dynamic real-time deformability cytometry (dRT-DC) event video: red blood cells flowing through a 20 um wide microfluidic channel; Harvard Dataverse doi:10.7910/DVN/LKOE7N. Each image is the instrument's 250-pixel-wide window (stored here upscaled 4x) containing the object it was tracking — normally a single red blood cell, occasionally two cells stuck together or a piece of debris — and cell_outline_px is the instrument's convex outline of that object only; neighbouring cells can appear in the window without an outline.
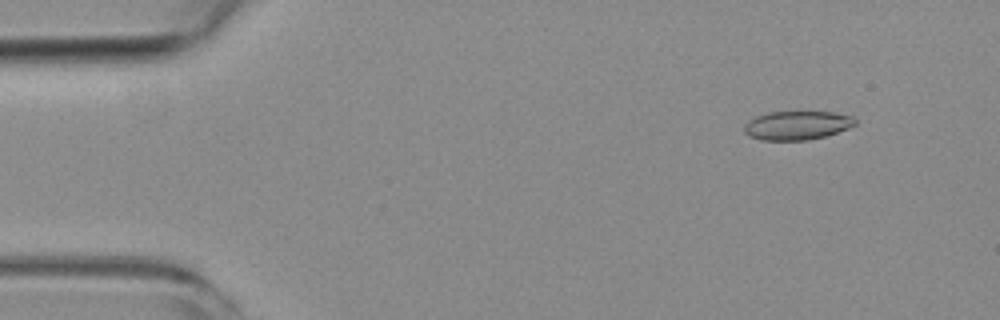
{"species": "common noctule bat (a hibernating species)", "species_latin": "Nyctalus noctula", "temperature_condition": "room temperature", "stored_images_in_passage": 49, "camera_frame_rate_fps": 3000, "um_per_image_px": 0.085, "animal": {"sex": "female", "body_mass_g": 19.3, "forearm_length_mm": 54.1}, "frame": {"image": 1, "passage_image": 1, "time_ms": 0.0, "image_size_px": [1000, 320], "cell_outline_px": [[856, 124], [848, 128], [824, 136], [808, 140], [764, 140], [748, 136], [744, 132], [744, 124], [748, 120], [756, 116], [768, 112], [832, 112], [852, 116], [856, 120]], "centroid_in_image_um": [67.72, 10.65], "position_along_channel_um": 17.3, "area_um2": 18.55}}
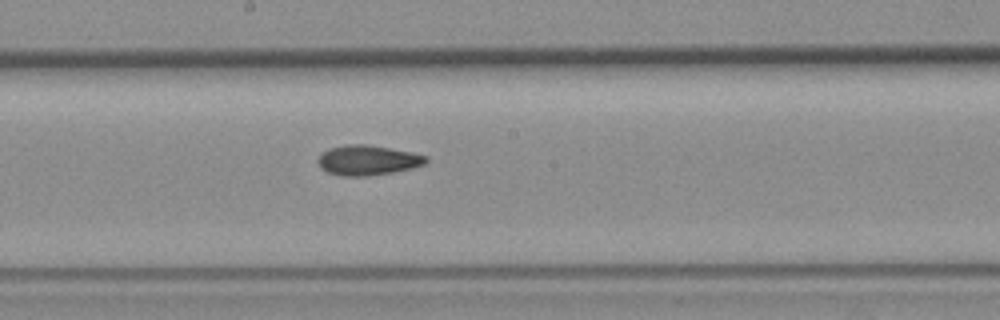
{"frame": {"image": 2, "passage_image": 24, "time_ms": 7.667, "image_size_px": [1000, 320], "cell_outline_px": [[428, 160], [424, 164], [412, 168], [392, 172], [368, 176], [340, 176], [328, 172], [320, 168], [316, 160], [320, 152], [328, 148], [348, 144], [364, 144], [412, 152], [428, 156]], "centroid_in_image_um": [31.2, 13.62], "position_along_channel_um": 217.0, "area_um2": 19.02}}
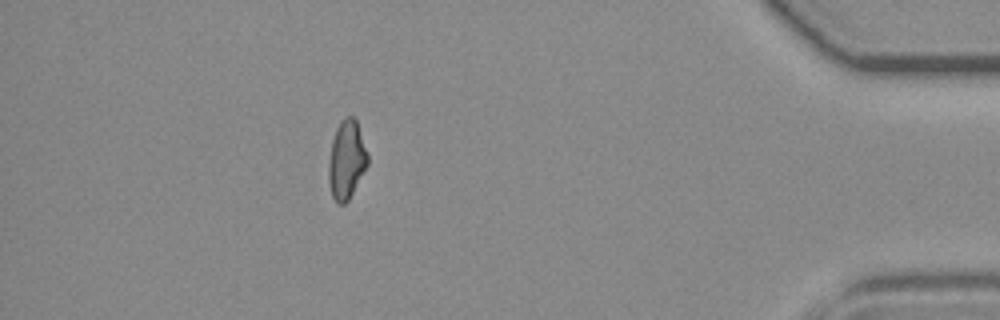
{"frame": {"image": 3, "passage_image": 43, "time_ms": 14.0, "image_size_px": [1000, 320], "cell_outline_px": [[368, 164], [348, 200], [344, 204], [336, 204], [332, 196], [328, 180], [328, 164], [332, 140], [336, 128], [340, 120], [344, 116], [352, 116], [356, 120], [368, 152]], "centroid_in_image_um": [29.45, 13.57], "position_along_channel_um": 405.8, "area_um2": 17.98}, "authors_computed_cell_mechanics": {"area_um2": 18.2648, "velocity_mm_per_s": 3.8429, "shape_relaxation_time_tau1_ms": null, "shape_relaxation_time_tau2_ms": 6.8776, "deformation_change_tau1": null, "deformation_change_tau2": 0.1223}}